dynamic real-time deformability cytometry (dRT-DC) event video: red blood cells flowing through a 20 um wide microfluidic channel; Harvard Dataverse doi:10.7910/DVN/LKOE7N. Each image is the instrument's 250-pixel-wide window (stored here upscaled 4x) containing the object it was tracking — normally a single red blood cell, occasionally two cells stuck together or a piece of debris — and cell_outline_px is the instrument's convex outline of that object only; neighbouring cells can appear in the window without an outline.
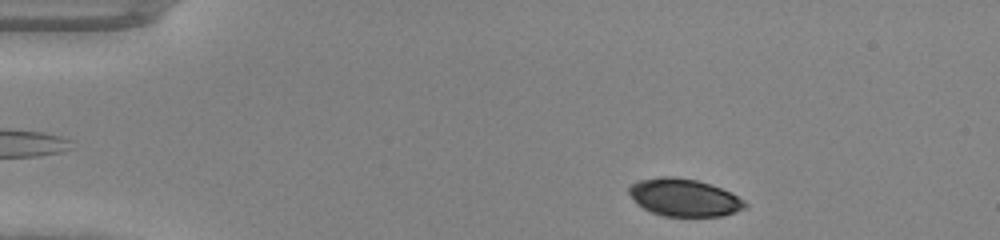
{"species": "common noctule bat (a hibernating species)", "species_latin": "Nyctalus noctula", "temperature_condition": "warm", "stored_images_in_passage": 6, "camera_frame_rate_fps": 3000, "um_per_image_px": 0.085, "animal": {"sex": "male", "body_mass_g": 20.0, "forearm_length_mm": 53.3}, "frame": {"image": 1, "passage_image": 2, "time_ms": 0.333, "image_size_px": [1000, 240], "cell_outline_px": [[748, 204], [744, 208], [736, 212], [720, 216], [664, 216], [652, 212], [636, 204], [628, 192], [628, 188], [632, 184], [640, 180], [660, 176], [672, 176], [696, 180], [720, 188], [744, 200]], "centroid_in_image_um": [58.12, 16.79], "position_along_channel_um": 26.9, "area_um2": 25.14}}